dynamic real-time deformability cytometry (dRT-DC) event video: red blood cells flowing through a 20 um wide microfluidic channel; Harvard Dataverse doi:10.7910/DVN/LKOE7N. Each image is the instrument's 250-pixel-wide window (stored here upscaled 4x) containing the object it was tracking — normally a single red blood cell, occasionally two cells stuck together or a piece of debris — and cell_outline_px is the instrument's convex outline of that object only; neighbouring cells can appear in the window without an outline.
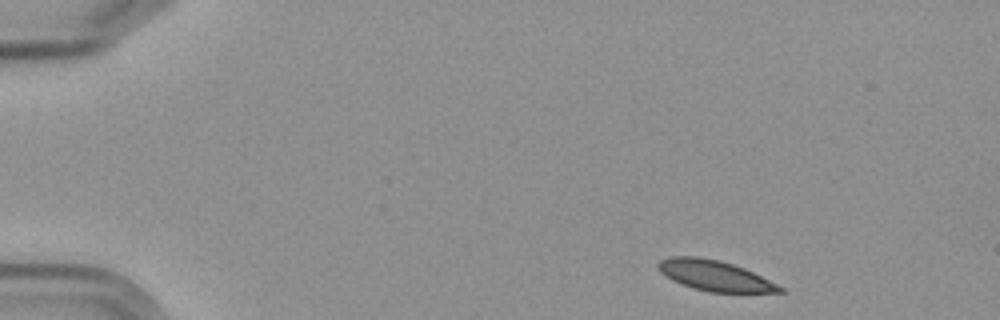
{"species": "Egyptian fruit bat (a non-hibernating species)", "species_latin": "Rousettus aegyptiacus", "temperature_condition": "cold", "stored_images_in_passage": 4, "camera_frame_rate_fps": 3000, "um_per_image_px": 0.085, "frame": {"image": 1, "passage_image": 1, "time_ms": 0.0, "image_size_px": [1000, 320], "cell_outline_px": [[784, 292], [708, 292], [692, 288], [680, 284], [672, 280], [660, 272], [656, 268], [656, 264], [660, 260], [672, 256], [696, 256], [720, 260], [744, 268], [784, 288]], "centroid_in_image_um": [60.68, 23.42], "position_along_channel_um": 24.3, "area_um2": 21.5}}
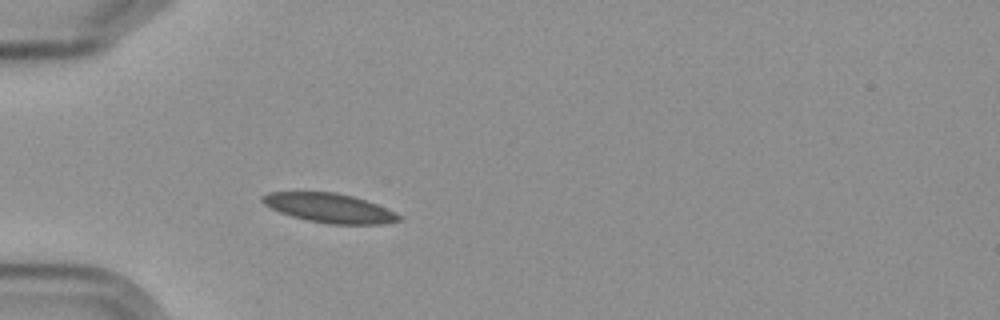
{"frame": {"image": 2, "passage_image": 4, "time_ms": 3.333, "image_size_px": [1000, 320], "cell_outline_px": [[404, 220], [384, 224], [328, 224], [308, 220], [292, 216], [280, 212], [264, 204], [260, 200], [260, 196], [268, 192], [336, 192], [352, 196], [376, 204], [396, 212], [404, 216]], "centroid_in_image_um": [28.04, 17.68], "position_along_channel_um": 57.0, "area_um2": 23.35}}